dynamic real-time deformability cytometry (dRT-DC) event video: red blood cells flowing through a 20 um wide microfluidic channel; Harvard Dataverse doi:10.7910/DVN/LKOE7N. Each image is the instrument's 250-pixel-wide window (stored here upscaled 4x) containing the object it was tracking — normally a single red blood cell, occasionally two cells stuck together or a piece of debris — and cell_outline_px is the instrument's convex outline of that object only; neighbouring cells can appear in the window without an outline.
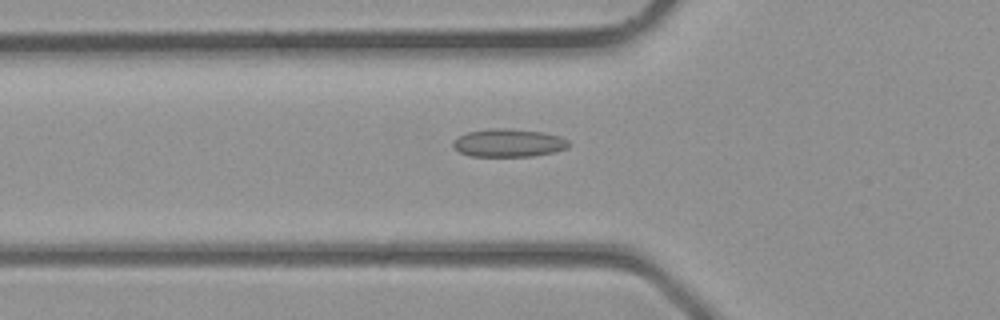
{"species": "common noctule bat (a hibernating species)", "species_latin": "Nyctalus noctula", "temperature_condition": "room temperature", "stored_images_in_passage": 22, "camera_frame_rate_fps": 3000, "um_per_image_px": 0.085, "animal": {"sex": "male", "body_mass_g": 23.1, "forearm_length_mm": 52.7}, "frame": {"image": 1, "passage_image": 2, "time_ms": 0.333, "image_size_px": [1000, 320], "cell_outline_px": [[568, 148], [556, 152], [532, 156], [472, 156], [460, 152], [452, 148], [452, 144], [460, 136], [468, 132], [492, 128], [504, 128], [544, 132], [560, 136], [568, 140]], "centroid_in_image_um": [43.25, 12.15], "position_along_channel_um": 82.5, "area_um2": 18.84}}
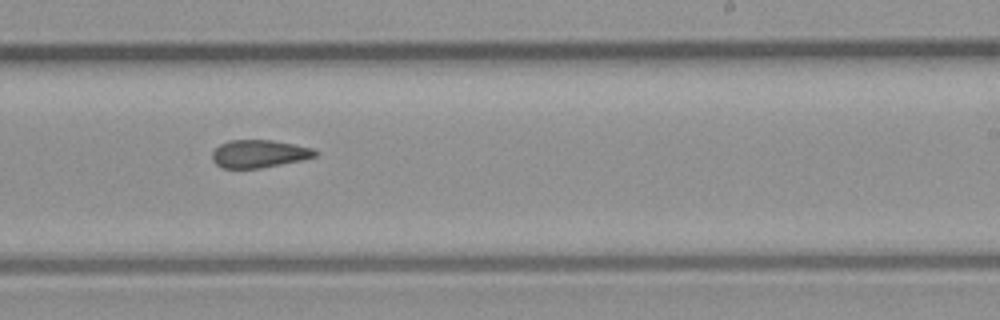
{"frame": {"image": 2, "passage_image": 12, "time_ms": 3.667, "image_size_px": [1000, 320], "cell_outline_px": [[316, 156], [304, 160], [260, 168], [224, 168], [216, 164], [212, 160], [212, 152], [220, 144], [228, 140], [272, 140], [312, 148], [316, 152]], "centroid_in_image_um": [22.0, 13.07], "position_along_channel_um": 267.0, "area_um2": 16.59}}
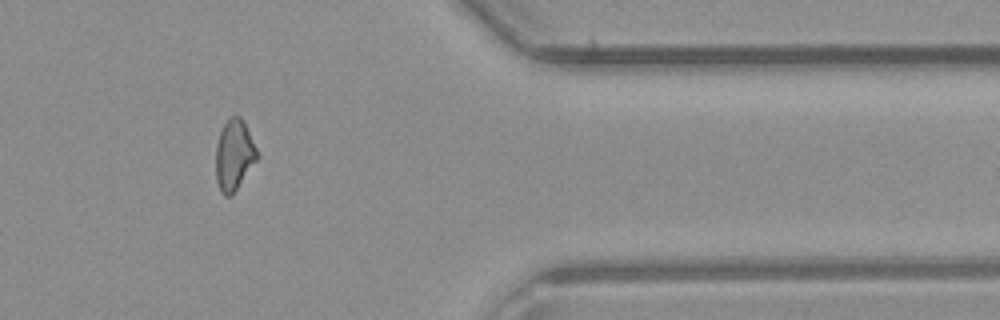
{"frame": {"image": 3, "passage_image": 20, "time_ms": 6.333, "image_size_px": [1000, 320], "cell_outline_px": [[260, 156], [232, 196], [224, 196], [220, 192], [216, 180], [216, 144], [220, 132], [224, 124], [232, 116], [240, 116]], "centroid_in_image_um": [19.89, 13.24], "position_along_channel_um": 391.5, "area_um2": 16.94}}